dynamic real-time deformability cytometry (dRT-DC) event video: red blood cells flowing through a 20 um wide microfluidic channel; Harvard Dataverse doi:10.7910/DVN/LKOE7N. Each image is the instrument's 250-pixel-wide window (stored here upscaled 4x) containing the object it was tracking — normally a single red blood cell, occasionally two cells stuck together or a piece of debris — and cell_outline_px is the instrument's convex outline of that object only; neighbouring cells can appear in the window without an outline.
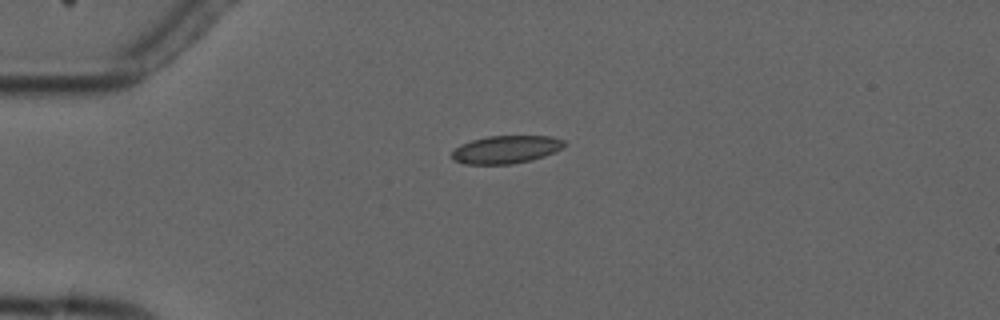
{"species": "common noctule bat (a hibernating species)", "species_latin": "Nyctalus noctula", "temperature_condition": "cold", "stored_images_in_passage": 3, "camera_frame_rate_fps": 3000, "um_per_image_px": 0.085, "animal": {"sex": "male", "forearm_length_mm": 52.5}, "frame": {"image": 1, "passage_image": 1, "time_ms": 0.0, "image_size_px": [1000, 320], "cell_outline_px": [[564, 148], [544, 156], [532, 160], [512, 164], [464, 164], [452, 160], [452, 152], [460, 144], [472, 140], [488, 136], [552, 136], [564, 140]], "centroid_in_image_um": [43.01, 12.71], "position_along_channel_um": 42.0, "area_um2": 18.32}}